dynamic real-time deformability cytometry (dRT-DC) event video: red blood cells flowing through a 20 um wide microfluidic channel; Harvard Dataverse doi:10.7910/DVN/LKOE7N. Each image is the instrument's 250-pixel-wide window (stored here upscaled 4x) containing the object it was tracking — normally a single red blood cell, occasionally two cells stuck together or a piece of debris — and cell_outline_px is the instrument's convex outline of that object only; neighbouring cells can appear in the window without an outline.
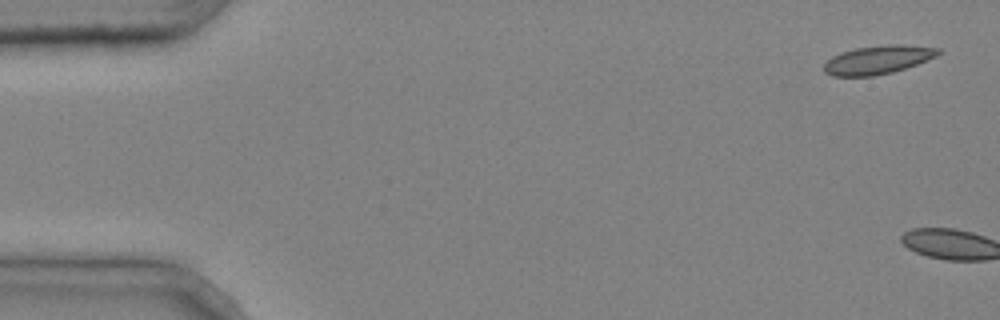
{"species": "common noctule bat (a hibernating species)", "species_latin": "Nyctalus noctula", "temperature_condition": "cold", "stored_images_in_passage": 5, "camera_frame_rate_fps": 3000, "um_per_image_px": 0.085, "animal": {"sex": "male", "body_mass_g": 20.4}, "frame": {"image": 1, "passage_image": 1, "time_ms": 0.0, "image_size_px": [1000, 320], "cell_outline_px": [[940, 52], [936, 56], [916, 64], [892, 72], [872, 76], [832, 76], [824, 72], [824, 64], [832, 56], [840, 52], [856, 48], [888, 44], [900, 44], [940, 48]], "centroid_in_image_um": [74.59, 5.07], "position_along_channel_um": 10.4, "area_um2": 18.84}}
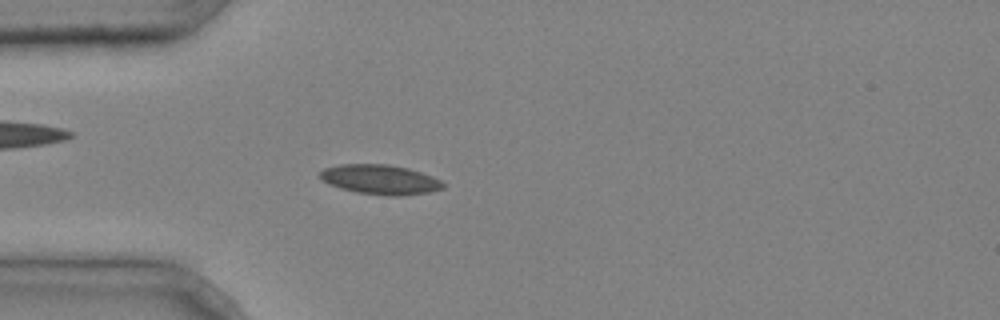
{"frame": {"image": 2, "passage_image": 5, "time_ms": 1.333, "image_size_px": [1000, 320], "cell_outline_px": [[444, 188], [428, 192], [400, 196], [388, 196], [356, 192], [340, 188], [328, 184], [320, 176], [320, 172], [324, 168], [340, 164], [388, 164], [408, 168], [432, 176], [440, 180], [444, 184]], "centroid_in_image_um": [32.31, 15.26], "position_along_channel_um": 52.7, "area_um2": 21.21}}